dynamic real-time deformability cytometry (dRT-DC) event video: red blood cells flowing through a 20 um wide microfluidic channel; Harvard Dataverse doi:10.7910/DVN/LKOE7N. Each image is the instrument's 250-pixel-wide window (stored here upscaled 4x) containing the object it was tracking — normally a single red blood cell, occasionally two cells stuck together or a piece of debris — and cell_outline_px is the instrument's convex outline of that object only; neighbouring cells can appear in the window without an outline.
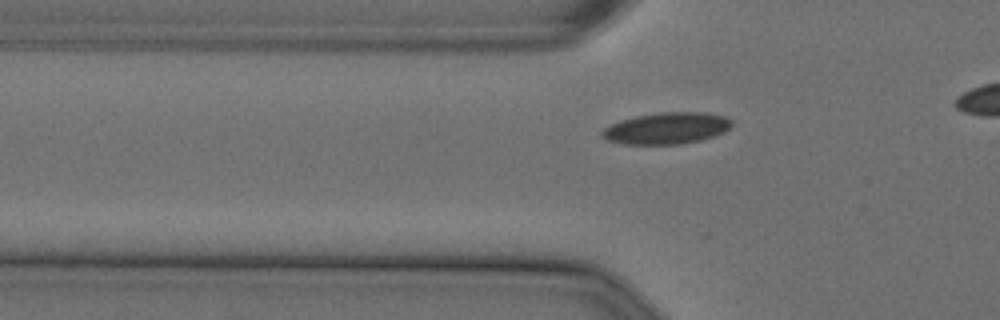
{"species": "Egyptian fruit bat (a non-hibernating species)", "species_latin": "Rousettus aegyptiacus", "temperature_condition": "cold", "stored_images_in_passage": 34, "camera_frame_rate_fps": 3000, "um_per_image_px": 0.085, "animal": {"sex": "female"}, "frame": {"image": 1, "passage_image": 6, "time_ms": 1.667, "image_size_px": [1000, 320], "cell_outline_px": [[732, 124], [724, 132], [700, 140], [680, 144], [624, 144], [608, 140], [600, 136], [600, 132], [604, 128], [620, 120], [636, 116], [660, 112], [708, 112], [724, 116], [732, 120]], "centroid_in_image_um": [56.65, 10.89], "position_along_channel_um": 69.1, "area_um2": 23.81}}
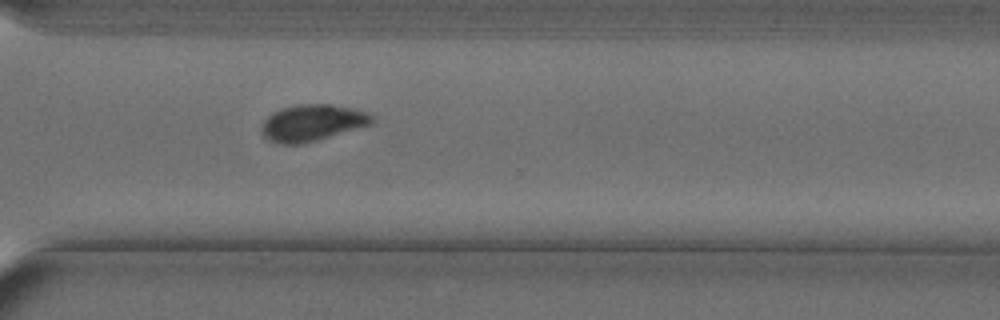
{"frame": {"image": 2, "passage_image": 29, "time_ms": 9.333, "image_size_px": [1000, 320], "cell_outline_px": [[376, 120], [372, 124], [304, 144], [280, 144], [268, 140], [260, 132], [260, 128], [264, 120], [272, 112], [280, 108], [296, 104], [332, 104], [356, 108], [368, 112]], "centroid_in_image_um": [26.54, 10.43], "position_along_channel_um": 344.1, "area_um2": 23.93}}
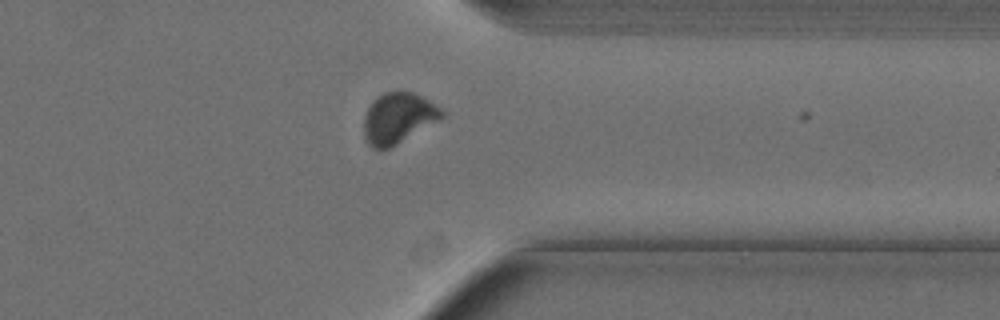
{"frame": {"image": 3, "passage_image": 32, "time_ms": 10.333, "image_size_px": [1000, 320], "cell_outline_px": [[444, 116], [440, 120], [388, 148], [372, 148], [368, 144], [364, 136], [364, 116], [372, 100], [376, 96], [384, 92], [412, 92], [428, 100], [440, 108], [444, 112]], "centroid_in_image_um": [33.82, 10.02], "position_along_channel_um": 377.6, "area_um2": 22.72}}